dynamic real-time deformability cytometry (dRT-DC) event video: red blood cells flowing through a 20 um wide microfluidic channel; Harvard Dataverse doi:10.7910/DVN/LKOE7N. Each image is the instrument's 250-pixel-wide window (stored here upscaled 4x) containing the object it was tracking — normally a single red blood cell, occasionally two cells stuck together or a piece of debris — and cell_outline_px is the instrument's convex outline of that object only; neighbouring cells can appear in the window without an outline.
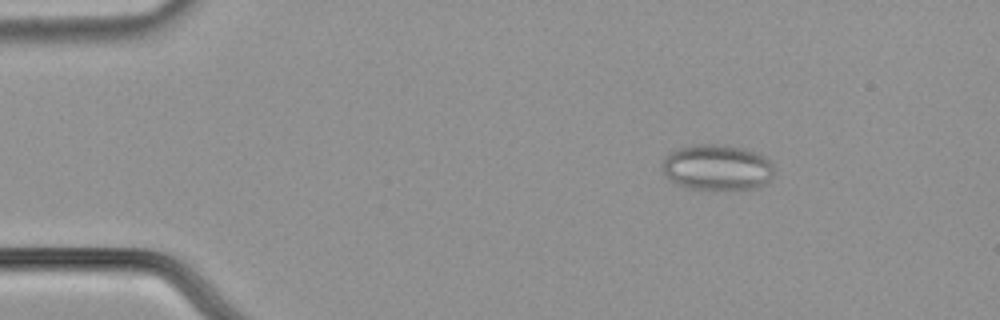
{"species": "common noctule bat (a hibernating species)", "species_latin": "Nyctalus noctula", "temperature_condition": "cold", "stored_images_in_passage": 57, "segment_of_instrument_passage": [1, 2], "camera_frame_rate_fps": 3000, "um_per_image_px": 0.085, "animal": {"sex": "male", "body_mass_g": 21.5, "forearm_length_mm": 52.0}, "frame": {"image": 1, "passage_image": 9, "time_ms": 2.667, "image_size_px": [1000, 320], "cell_outline_px": [[772, 176], [764, 184], [752, 188], [692, 188], [680, 184], [672, 180], [664, 172], [664, 156], [668, 152], [676, 148], [696, 144], [712, 144], [744, 148], [756, 152], [764, 156], [772, 164]], "centroid_in_image_um": [60.95, 14.19], "position_along_channel_um": 24.1, "area_um2": 29.07}}